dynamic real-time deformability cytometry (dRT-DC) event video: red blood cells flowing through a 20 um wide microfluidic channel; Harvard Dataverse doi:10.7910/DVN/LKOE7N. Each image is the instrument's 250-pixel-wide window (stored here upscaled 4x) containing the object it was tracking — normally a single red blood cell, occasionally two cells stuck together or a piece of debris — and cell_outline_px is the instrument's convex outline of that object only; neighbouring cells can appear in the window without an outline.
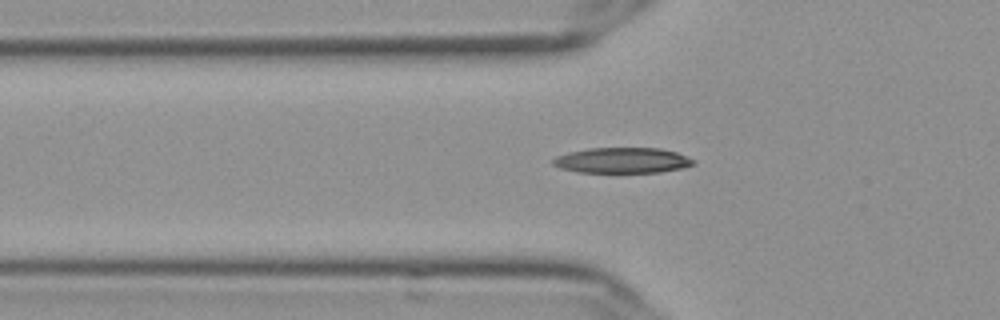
{"species": "Egyptian fruit bat (a non-hibernating species)", "species_latin": "Rousettus aegyptiacus", "temperature_condition": "cold", "stored_images_in_passage": 49, "camera_frame_rate_fps": 3000, "um_per_image_px": 0.085, "frame": {"image": 1, "passage_image": 17, "time_ms": 5.333, "image_size_px": [1000, 320], "cell_outline_px": [[696, 164], [680, 168], [660, 172], [580, 172], [560, 168], [552, 164], [552, 160], [556, 156], [568, 152], [588, 148], [660, 148], [676, 152], [696, 160]], "centroid_in_image_um": [52.89, 13.62], "position_along_channel_um": 72.9, "area_um2": 20.87}}
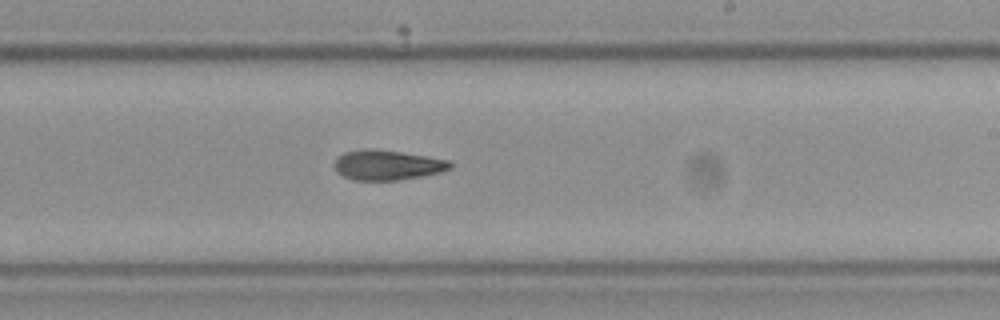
{"frame": {"image": 2, "passage_image": 32, "time_ms": 10.333, "image_size_px": [1000, 320], "cell_outline_px": [[452, 168], [440, 172], [420, 176], [396, 180], [352, 180], [336, 172], [332, 164], [336, 156], [344, 152], [364, 148], [372, 148], [428, 156], [448, 160], [452, 164]], "centroid_in_image_um": [32.85, 14.01], "position_along_channel_um": 256.2, "area_um2": 20.4}}
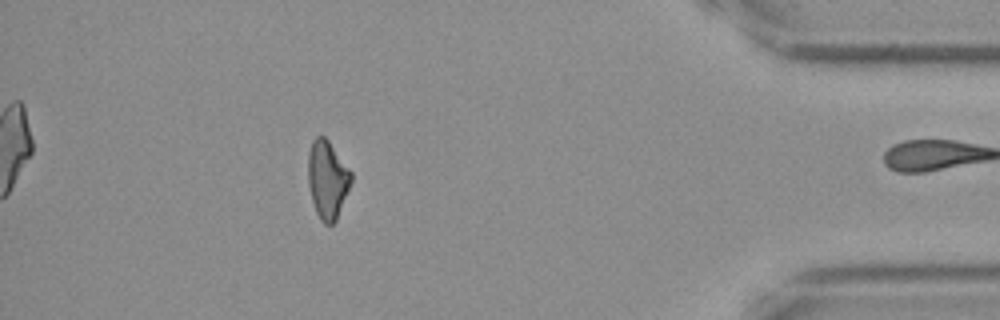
{"frame": {"image": 3, "passage_image": 48, "time_ms": 15.667, "image_size_px": [1000, 320], "cell_outline_px": [[352, 180], [336, 220], [332, 224], [324, 224], [320, 220], [316, 212], [312, 200], [308, 184], [308, 152], [312, 140], [316, 136], [324, 136], [328, 140], [352, 172]], "centroid_in_image_um": [27.82, 15.25], "position_along_channel_um": 407.4, "area_um2": 19.54}}